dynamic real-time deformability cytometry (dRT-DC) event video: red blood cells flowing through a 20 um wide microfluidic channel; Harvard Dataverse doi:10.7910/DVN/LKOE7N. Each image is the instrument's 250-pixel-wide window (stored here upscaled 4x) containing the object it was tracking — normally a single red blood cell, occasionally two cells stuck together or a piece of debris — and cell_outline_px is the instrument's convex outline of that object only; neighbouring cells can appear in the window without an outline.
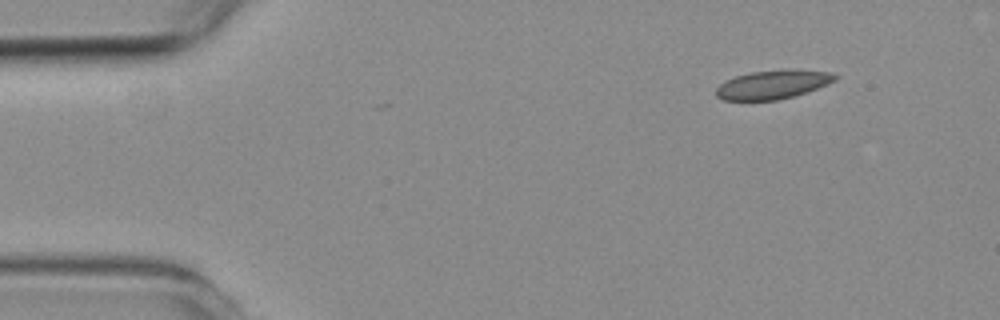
{"species": "common noctule bat (a hibernating species)", "species_latin": "Nyctalus noctula", "temperature_condition": "room temperature", "stored_images_in_passage": 5, "camera_frame_rate_fps": 3000, "um_per_image_px": 0.085, "animal": {"sex": "female", "body_mass_g": 19.3, "forearm_length_mm": 54.1}, "frame": {"image": 1, "passage_image": 1, "time_ms": 0.0, "image_size_px": [1000, 320], "cell_outline_px": [[840, 76], [836, 80], [828, 84], [808, 92], [776, 100], [724, 100], [716, 96], [716, 88], [724, 80], [736, 76], [752, 72], [832, 72]], "centroid_in_image_um": [65.64, 7.23], "position_along_channel_um": 19.4, "area_um2": 19.07}}
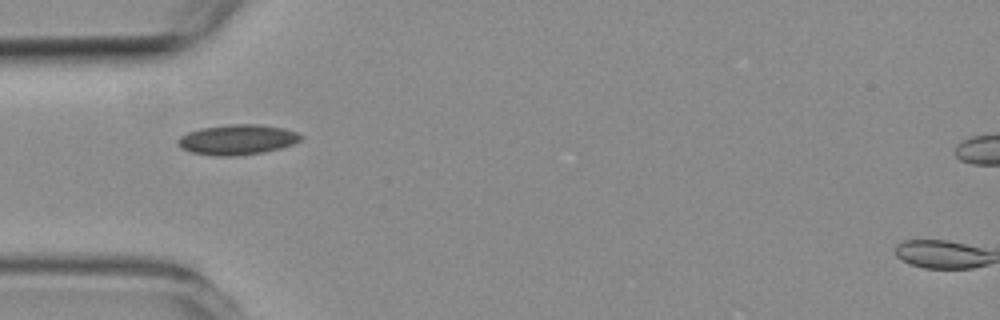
{"frame": {"image": 2, "passage_image": 4, "time_ms": 3.333, "image_size_px": [1000, 320], "cell_outline_px": [[304, 136], [300, 140], [292, 144], [280, 148], [264, 152], [232, 156], [220, 156], [192, 152], [180, 148], [176, 144], [176, 140], [180, 136], [188, 132], [204, 128], [228, 124], [256, 124], [280, 128], [296, 132]], "centroid_in_image_um": [20.14, 11.87], "position_along_channel_um": 64.9, "area_um2": 21.39}}
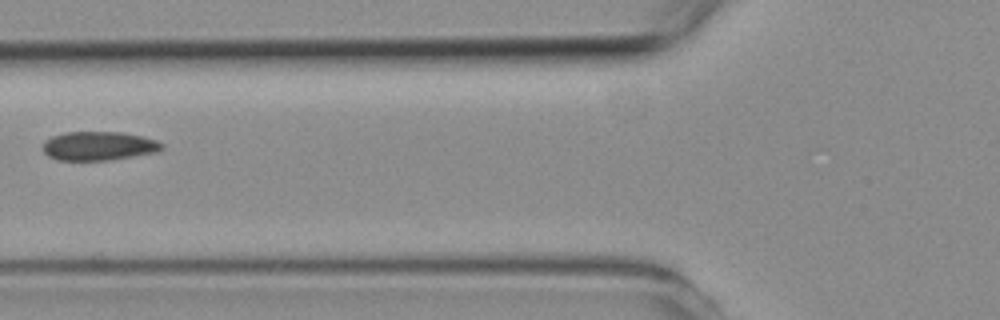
{"frame": {"image": 3, "passage_image": 5, "time_ms": 4.667, "image_size_px": [1000, 320], "cell_outline_px": [[164, 148], [156, 152], [112, 160], [56, 160], [48, 156], [44, 152], [44, 140], [52, 136], [64, 132], [124, 132], [156, 140], [164, 144]], "centroid_in_image_um": [8.39, 12.4], "position_along_channel_um": 117.4, "area_um2": 20.11}}